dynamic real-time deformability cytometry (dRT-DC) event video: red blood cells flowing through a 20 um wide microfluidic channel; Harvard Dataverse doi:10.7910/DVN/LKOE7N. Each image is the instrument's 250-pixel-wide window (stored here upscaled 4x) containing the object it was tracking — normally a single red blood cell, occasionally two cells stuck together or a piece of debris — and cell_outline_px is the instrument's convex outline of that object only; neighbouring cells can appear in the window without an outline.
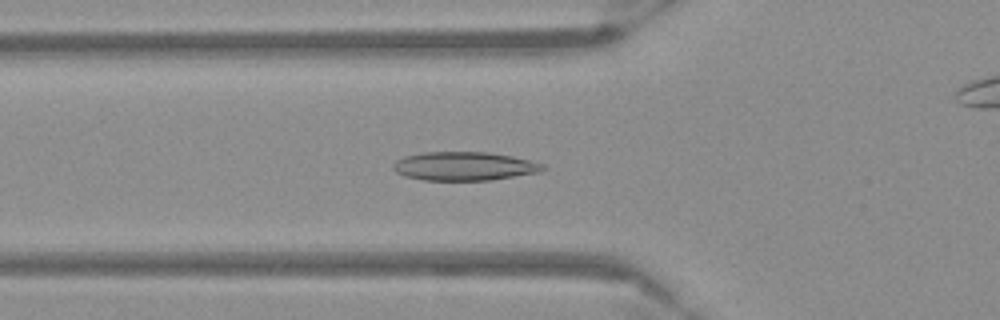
{"species": "Egyptian fruit bat (a non-hibernating species)", "species_latin": "Rousettus aegyptiacus", "temperature_condition": "warm", "stored_images_in_passage": 45, "camera_frame_rate_fps": 3000, "um_per_image_px": 0.085, "frame": {"image": 1, "passage_image": 9, "time_ms": 2.667, "image_size_px": [1000, 320], "cell_outline_px": [[548, 168], [540, 172], [492, 180], [424, 180], [404, 176], [396, 172], [392, 168], [392, 164], [396, 160], [404, 156], [424, 152], [488, 152], [512, 156], [532, 160], [544, 164]], "centroid_in_image_um": [39.48, 14.12], "position_along_channel_um": 86.3, "area_um2": 25.26}}
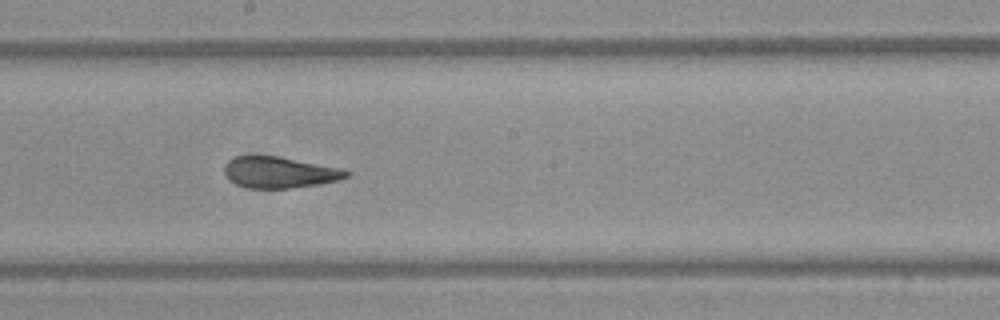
{"frame": {"image": 2, "passage_image": 20, "time_ms": 6.333, "image_size_px": [1000, 320], "cell_outline_px": [[352, 172], [348, 176], [336, 180], [320, 184], [292, 188], [248, 188], [236, 184], [224, 172], [224, 164], [228, 160], [236, 156], [280, 156], [340, 168]], "centroid_in_image_um": [23.76, 14.64], "position_along_channel_um": 224.4, "area_um2": 22.08}}
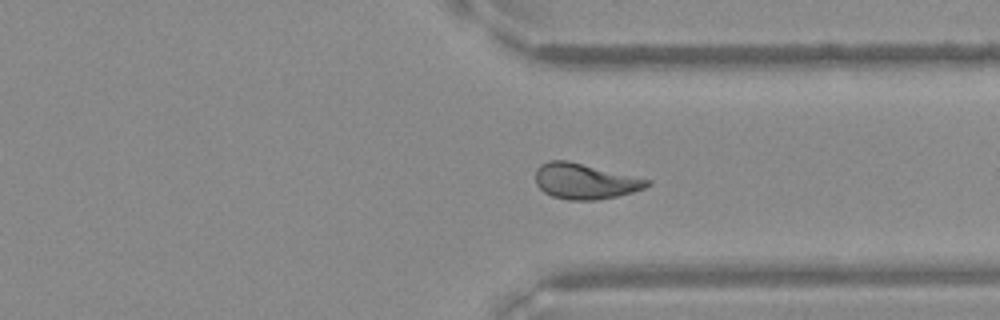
{"frame": {"image": 3, "passage_image": 31, "time_ms": 10.0, "image_size_px": [1000, 320], "cell_outline_px": [[652, 184], [644, 188], [632, 192], [616, 196], [596, 200], [568, 200], [552, 196], [544, 192], [536, 184], [536, 168], [540, 164], [548, 160], [568, 160], [652, 180]], "centroid_in_image_um": [49.71, 15.39], "position_along_channel_um": 361.7, "area_um2": 23.24}}